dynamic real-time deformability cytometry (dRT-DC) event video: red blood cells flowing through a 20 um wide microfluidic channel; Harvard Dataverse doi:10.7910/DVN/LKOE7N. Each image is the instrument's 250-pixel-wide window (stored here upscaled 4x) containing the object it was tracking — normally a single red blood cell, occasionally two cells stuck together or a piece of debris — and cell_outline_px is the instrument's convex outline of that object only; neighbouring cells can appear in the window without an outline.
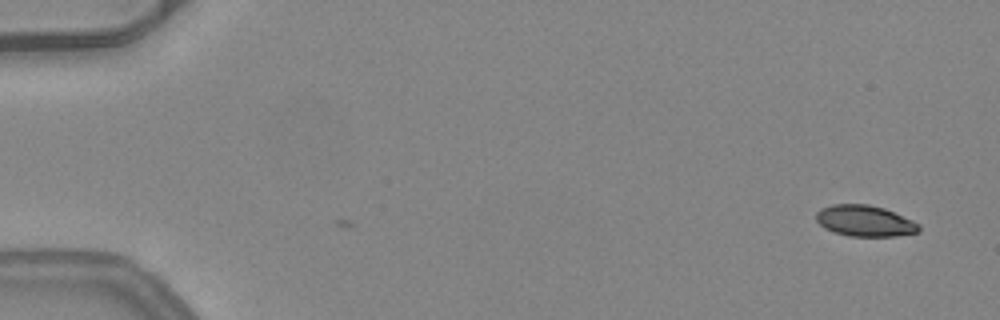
{"species": "common noctule bat (a hibernating species)", "species_latin": "Nyctalus noctula", "temperature_condition": "warm", "stored_images_in_passage": 7, "camera_frame_rate_fps": 3000, "um_per_image_px": 0.085, "animal": {"sex": "female", "body_mass_g": 24.6, "forearm_length_mm": 56.2}, "frame": {"image": 1, "passage_image": 7, "time_ms": 2.0, "image_size_px": [1000, 320], "cell_outline_px": [[920, 232], [896, 236], [848, 236], [824, 228], [816, 220], [816, 212], [820, 208], [832, 204], [868, 204], [884, 208], [912, 220], [920, 224]], "centroid_in_image_um": [73.51, 18.77], "position_along_channel_um": 11.5, "area_um2": 18.67}}